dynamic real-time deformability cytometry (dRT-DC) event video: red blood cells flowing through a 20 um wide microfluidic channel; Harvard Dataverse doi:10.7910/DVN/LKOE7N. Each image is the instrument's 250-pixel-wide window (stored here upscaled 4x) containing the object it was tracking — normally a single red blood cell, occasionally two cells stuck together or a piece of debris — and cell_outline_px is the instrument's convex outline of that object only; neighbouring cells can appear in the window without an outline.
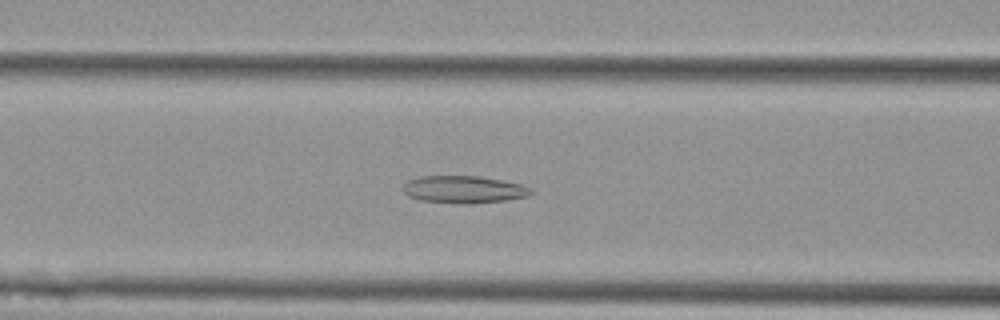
{"species": "Egyptian fruit bat (a non-hibernating species)", "species_latin": "Rousettus aegyptiacus", "temperature_condition": "cold", "stored_images_in_passage": 56, "camera_frame_rate_fps": 3000, "um_per_image_px": 0.085, "animal": {"sex": "female"}, "frame": {"image": 1, "passage_image": 23, "time_ms": 7.333, "image_size_px": [1000, 320], "cell_outline_px": [[536, 192], [528, 196], [508, 200], [468, 204], [464, 204], [420, 200], [408, 196], [404, 192], [404, 184], [408, 180], [420, 176], [480, 176], [520, 184], [532, 188]], "centroid_in_image_um": [39.46, 16.11], "position_along_channel_um": 127.1, "area_um2": 20.46}}
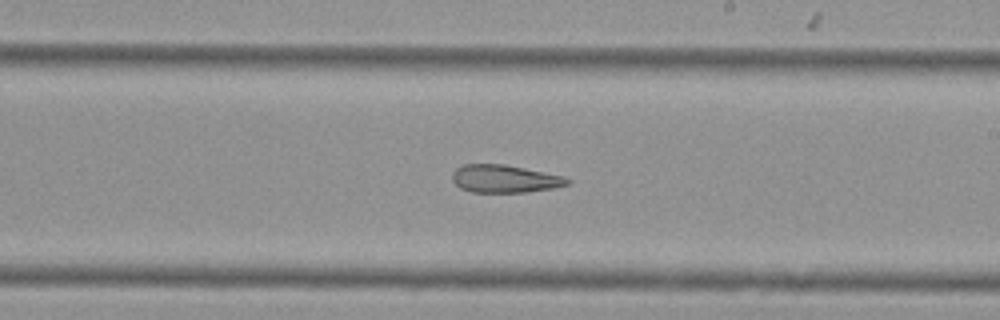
{"frame": {"image": 2, "passage_image": 33, "time_ms": 10.667, "image_size_px": [1000, 320], "cell_outline_px": [[572, 180], [568, 184], [552, 188], [528, 192], [472, 192], [460, 188], [452, 180], [452, 172], [456, 168], [464, 164], [504, 164], [564, 176]], "centroid_in_image_um": [42.88, 15.19], "position_along_channel_um": 246.1, "area_um2": 18.61}}
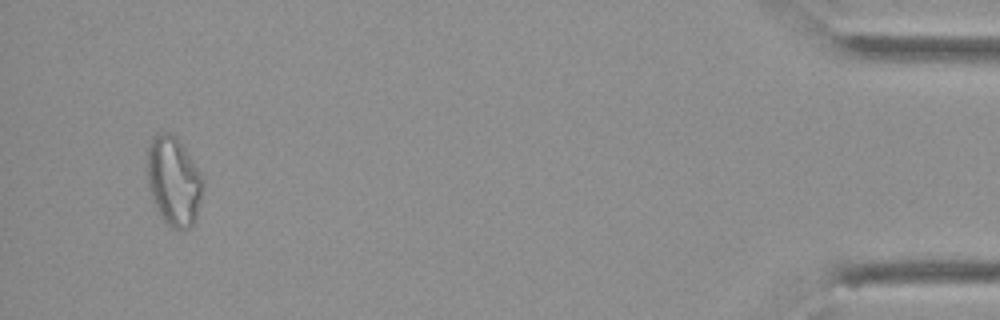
{"frame": {"image": 3, "passage_image": 54, "time_ms": 17.667, "image_size_px": [1000, 320], "cell_outline_px": [[204, 188], [196, 220], [188, 228], [180, 232], [172, 228], [164, 220], [156, 208], [152, 200], [148, 180], [148, 144], [152, 136], [156, 132], [168, 132], [176, 136], [204, 176]], "centroid_in_image_um": [14.79, 15.4], "position_along_channel_um": 420.4, "area_um2": 29.36}, "authors_computed_cell_mechanics": {"area_um2": 23.987, "velocity_mm_per_s": 3.5843, "shape_relaxation_time_tau1_ms": null, "shape_relaxation_time_tau2_ms": 7.5684, "deformation_change_tau1": null, "deformation_change_tau2": 0.2041}}